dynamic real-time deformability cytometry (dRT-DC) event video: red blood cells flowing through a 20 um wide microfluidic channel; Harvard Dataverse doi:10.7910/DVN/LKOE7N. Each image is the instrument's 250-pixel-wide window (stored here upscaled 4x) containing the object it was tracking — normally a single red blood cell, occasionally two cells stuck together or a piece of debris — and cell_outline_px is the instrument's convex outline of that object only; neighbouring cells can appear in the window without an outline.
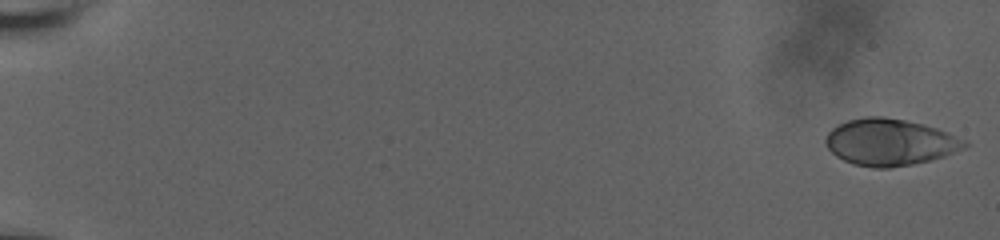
{"species": "human", "species_latin": "Homo sapiens", "temperature_condition": "room temperature", "stored_images_in_passage": 59, "camera_frame_rate_fps": 3000, "um_per_image_px": 0.085, "donor": {"sex": "male"}, "frame": {"image": 1, "passage_image": 1, "time_ms": 0.0, "image_size_px": [1000, 240], "cell_outline_px": [[968, 144], [964, 148], [944, 156], [912, 164], [888, 168], [872, 168], [852, 164], [836, 156], [824, 144], [824, 140], [828, 132], [832, 128], [848, 120], [864, 116], [884, 116], [924, 124], [936, 128]], "centroid_in_image_um": [75.55, 12.09], "position_along_channel_um": 9.5, "area_um2": 37.4}}
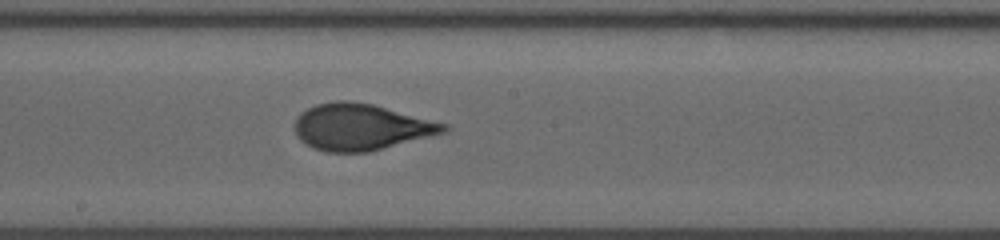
{"frame": {"image": 2, "passage_image": 35, "time_ms": 11.333, "image_size_px": [1000, 240], "cell_outline_px": [[452, 128], [448, 132], [368, 152], [328, 152], [312, 148], [300, 140], [296, 136], [296, 116], [300, 112], [316, 104], [336, 100], [348, 100], [372, 104], [448, 124]], "centroid_in_image_um": [30.69, 10.79], "position_along_channel_um": 217.5, "area_um2": 40.46}}
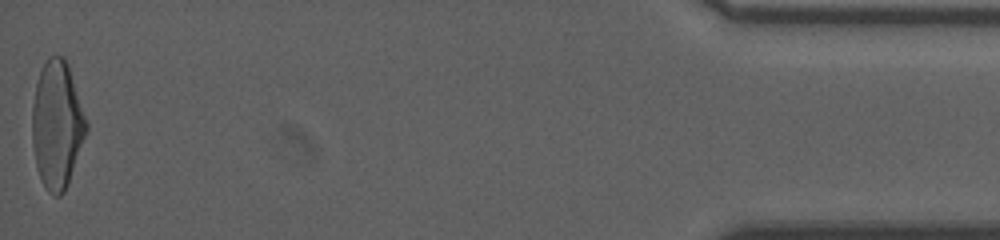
{"frame": {"image": 3, "passage_image": 59, "time_ms": 19.333, "image_size_px": [1000, 240], "cell_outline_px": [[88, 128], [68, 184], [64, 192], [60, 196], [52, 196], [44, 188], [40, 180], [36, 168], [32, 144], [32, 108], [36, 84], [40, 72], [48, 56], [64, 56], [68, 64], [88, 124]], "centroid_in_image_um": [4.83, 10.64], "position_along_channel_um": 430.4, "area_um2": 40.34}, "authors_computed_cell_mechanics": {"area_um2": 38.8416, "velocity_mm_per_s": 3.7093, "shape_relaxation_time_tau1_ms": 6.0677, "shape_relaxation_time_tau2_ms": null, "deformation_change_tau1": 0.2211, "deformation_change_tau2": null}}